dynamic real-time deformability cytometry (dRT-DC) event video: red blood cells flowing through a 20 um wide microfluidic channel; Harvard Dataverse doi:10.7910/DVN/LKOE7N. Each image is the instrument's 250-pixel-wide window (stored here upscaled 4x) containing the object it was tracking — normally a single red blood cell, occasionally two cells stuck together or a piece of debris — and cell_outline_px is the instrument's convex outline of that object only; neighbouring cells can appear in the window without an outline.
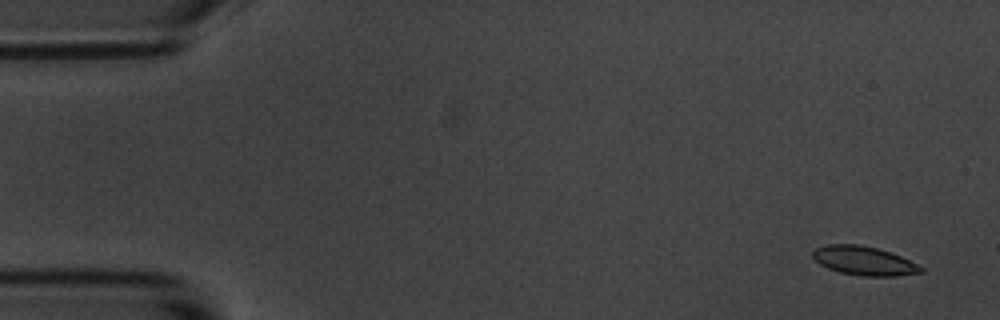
{"species": "common noctule bat (a hibernating species)", "species_latin": "Nyctalus noctula", "temperature_condition": "room temperature", "stored_images_in_passage": 4, "segment_of_instrument_passage": [2, 2], "camera_frame_rate_fps": 3000, "um_per_image_px": 0.085, "animal": {"sex": "male", "body_mass_g": 20.1, "forearm_length_mm": 53.5}, "frame": {"image": 1, "passage_image": 4, "time_ms": 4.333, "image_size_px": [1000, 320], "cell_outline_px": [[924, 272], [896, 276], [860, 276], [840, 272], [828, 268], [820, 264], [812, 256], [812, 252], [816, 248], [828, 244], [860, 244], [892, 252], [924, 268]], "centroid_in_image_um": [73.44, 22.16], "position_along_channel_um": 11.6, "area_um2": 18.21}}